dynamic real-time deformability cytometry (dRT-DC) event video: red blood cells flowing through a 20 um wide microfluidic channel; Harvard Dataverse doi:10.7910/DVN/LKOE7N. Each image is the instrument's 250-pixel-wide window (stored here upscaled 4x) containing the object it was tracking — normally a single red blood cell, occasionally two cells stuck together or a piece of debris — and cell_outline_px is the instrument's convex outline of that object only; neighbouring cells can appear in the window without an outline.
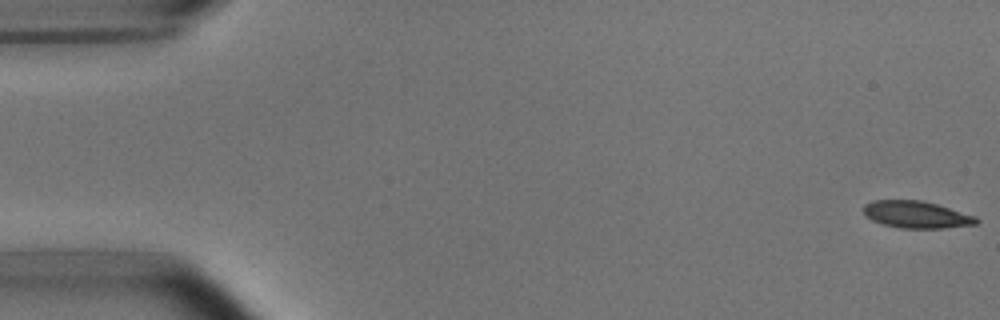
{"species": "common noctule bat (a hibernating species)", "species_latin": "Nyctalus noctula", "temperature_condition": "room temperature", "stored_images_in_passage": 54, "camera_frame_rate_fps": 3000, "um_per_image_px": 0.085, "animal": {"sex": "male", "body_mass_g": 15.6}, "frame": {"image": 1, "passage_image": 1, "time_ms": 0.0, "image_size_px": [1000, 320], "cell_outline_px": [[980, 220], [976, 224], [940, 228], [900, 228], [880, 224], [864, 216], [864, 204], [872, 200], [924, 200], [976, 216]], "centroid_in_image_um": [77.86, 18.23], "position_along_channel_um": 7.1, "area_um2": 17.92}}
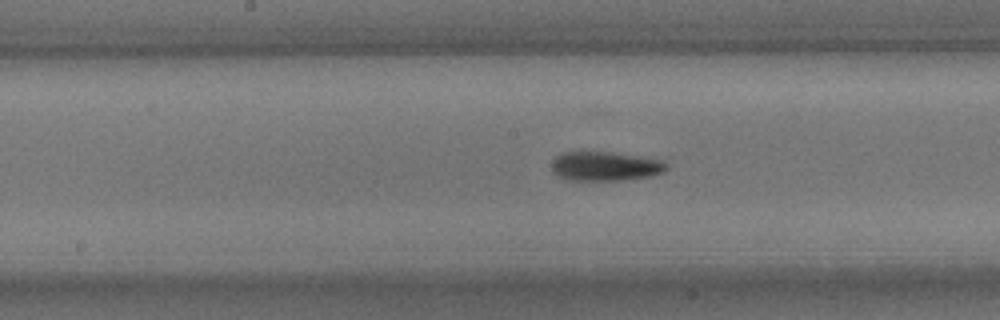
{"frame": {"image": 2, "passage_image": 27, "time_ms": 8.667, "image_size_px": [1000, 320], "cell_outline_px": [[668, 168], [664, 172], [648, 176], [624, 180], [568, 180], [552, 172], [552, 164], [556, 156], [564, 152], [608, 152], [640, 156], [660, 160], [668, 164]], "centroid_in_image_um": [51.45, 14.13], "position_along_channel_um": 196.8, "area_um2": 19.42}}
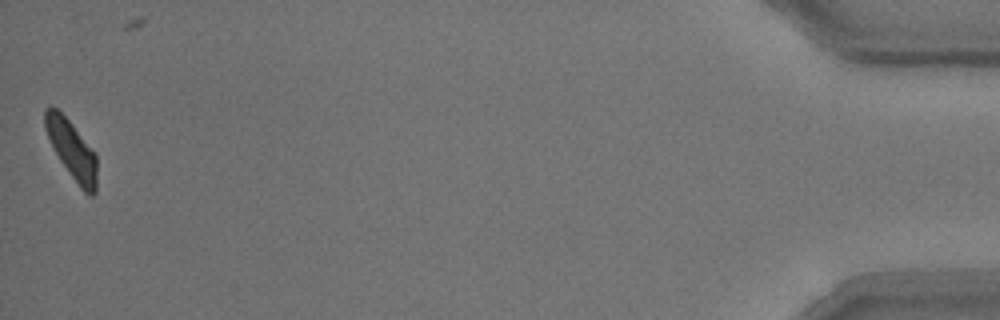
{"frame": {"image": 3, "passage_image": 53, "time_ms": 17.333, "image_size_px": [1000, 320], "cell_outline_px": [[96, 192], [92, 196], [88, 196], [80, 188], [60, 160], [44, 128], [44, 108], [52, 104], [68, 120], [96, 152]], "centroid_in_image_um": [6.11, 12.72], "position_along_channel_um": 429.1, "area_um2": 17.57}, "authors_computed_cell_mechanics": {"area_um2": 18.8139, "velocity_mm_per_s": 3.7563, "shape_relaxation_time_tau1_ms": 4.1695, "shape_relaxation_time_tau2_ms": 3.6993, "deformation_change_tau1": 0.1273, "deformation_change_tau2": 0.0916}}